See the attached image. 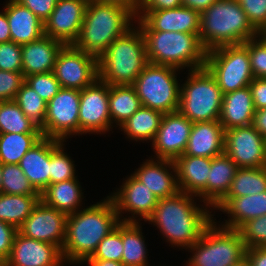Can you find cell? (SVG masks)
<instances>
[{
	"label": "cell",
	"mask_w": 266,
	"mask_h": 266,
	"mask_svg": "<svg viewBox=\"0 0 266 266\" xmlns=\"http://www.w3.org/2000/svg\"><path fill=\"white\" fill-rule=\"evenodd\" d=\"M196 199H199L196 195L180 191L172 197L161 198L145 222L157 227L169 246L186 250L199 240L215 216L209 205L196 204Z\"/></svg>",
	"instance_id": "6da1fadb"
},
{
	"label": "cell",
	"mask_w": 266,
	"mask_h": 266,
	"mask_svg": "<svg viewBox=\"0 0 266 266\" xmlns=\"http://www.w3.org/2000/svg\"><path fill=\"white\" fill-rule=\"evenodd\" d=\"M113 201L107 195L100 202L68 215L61 254L65 264L83 265L100 241L120 223Z\"/></svg>",
	"instance_id": "7a4b0ae2"
},
{
	"label": "cell",
	"mask_w": 266,
	"mask_h": 266,
	"mask_svg": "<svg viewBox=\"0 0 266 266\" xmlns=\"http://www.w3.org/2000/svg\"><path fill=\"white\" fill-rule=\"evenodd\" d=\"M135 21L136 15L126 7L89 1L73 46L98 59L117 37L135 25Z\"/></svg>",
	"instance_id": "3957f363"
},
{
	"label": "cell",
	"mask_w": 266,
	"mask_h": 266,
	"mask_svg": "<svg viewBox=\"0 0 266 266\" xmlns=\"http://www.w3.org/2000/svg\"><path fill=\"white\" fill-rule=\"evenodd\" d=\"M237 0H217L200 14L199 39L206 51L258 36Z\"/></svg>",
	"instance_id": "277c9868"
},
{
	"label": "cell",
	"mask_w": 266,
	"mask_h": 266,
	"mask_svg": "<svg viewBox=\"0 0 266 266\" xmlns=\"http://www.w3.org/2000/svg\"><path fill=\"white\" fill-rule=\"evenodd\" d=\"M148 63L144 37L135 24L98 58V78L109 85H132Z\"/></svg>",
	"instance_id": "5b68a950"
},
{
	"label": "cell",
	"mask_w": 266,
	"mask_h": 266,
	"mask_svg": "<svg viewBox=\"0 0 266 266\" xmlns=\"http://www.w3.org/2000/svg\"><path fill=\"white\" fill-rule=\"evenodd\" d=\"M148 62L183 70L205 67L207 51L199 34L174 31H141Z\"/></svg>",
	"instance_id": "8992f818"
},
{
	"label": "cell",
	"mask_w": 266,
	"mask_h": 266,
	"mask_svg": "<svg viewBox=\"0 0 266 266\" xmlns=\"http://www.w3.org/2000/svg\"><path fill=\"white\" fill-rule=\"evenodd\" d=\"M223 93L206 67L189 70L180 85L178 111L192 123L219 121Z\"/></svg>",
	"instance_id": "52a82bcc"
},
{
	"label": "cell",
	"mask_w": 266,
	"mask_h": 266,
	"mask_svg": "<svg viewBox=\"0 0 266 266\" xmlns=\"http://www.w3.org/2000/svg\"><path fill=\"white\" fill-rule=\"evenodd\" d=\"M214 221L191 247L185 266H231L246 257V247L238 230L224 228Z\"/></svg>",
	"instance_id": "ba28073f"
},
{
	"label": "cell",
	"mask_w": 266,
	"mask_h": 266,
	"mask_svg": "<svg viewBox=\"0 0 266 266\" xmlns=\"http://www.w3.org/2000/svg\"><path fill=\"white\" fill-rule=\"evenodd\" d=\"M180 69L148 63L132 86L142 106L165 113L178 111L180 100Z\"/></svg>",
	"instance_id": "9c48e42d"
},
{
	"label": "cell",
	"mask_w": 266,
	"mask_h": 266,
	"mask_svg": "<svg viewBox=\"0 0 266 266\" xmlns=\"http://www.w3.org/2000/svg\"><path fill=\"white\" fill-rule=\"evenodd\" d=\"M205 67L214 76L223 94L247 87L254 79L248 41L207 51Z\"/></svg>",
	"instance_id": "30bf717a"
},
{
	"label": "cell",
	"mask_w": 266,
	"mask_h": 266,
	"mask_svg": "<svg viewBox=\"0 0 266 266\" xmlns=\"http://www.w3.org/2000/svg\"><path fill=\"white\" fill-rule=\"evenodd\" d=\"M79 105L80 90L61 88L47 103L42 136L65 142L79 136Z\"/></svg>",
	"instance_id": "8fae6325"
},
{
	"label": "cell",
	"mask_w": 266,
	"mask_h": 266,
	"mask_svg": "<svg viewBox=\"0 0 266 266\" xmlns=\"http://www.w3.org/2000/svg\"><path fill=\"white\" fill-rule=\"evenodd\" d=\"M108 103L109 84L99 78L80 91L79 136L106 134L113 129Z\"/></svg>",
	"instance_id": "7c38bea8"
},
{
	"label": "cell",
	"mask_w": 266,
	"mask_h": 266,
	"mask_svg": "<svg viewBox=\"0 0 266 266\" xmlns=\"http://www.w3.org/2000/svg\"><path fill=\"white\" fill-rule=\"evenodd\" d=\"M53 72L62 88L81 91L98 79V59L73 45H64Z\"/></svg>",
	"instance_id": "4fadbf2b"
},
{
	"label": "cell",
	"mask_w": 266,
	"mask_h": 266,
	"mask_svg": "<svg viewBox=\"0 0 266 266\" xmlns=\"http://www.w3.org/2000/svg\"><path fill=\"white\" fill-rule=\"evenodd\" d=\"M116 189L118 190L113 191L112 194L109 193V197L114 203L121 222H140L142 219L145 222L158 204L159 198L132 173L127 175L122 185ZM125 213H127L126 217L122 215Z\"/></svg>",
	"instance_id": "5bb4252c"
},
{
	"label": "cell",
	"mask_w": 266,
	"mask_h": 266,
	"mask_svg": "<svg viewBox=\"0 0 266 266\" xmlns=\"http://www.w3.org/2000/svg\"><path fill=\"white\" fill-rule=\"evenodd\" d=\"M224 153L239 168L266 167V139L251 125L225 130Z\"/></svg>",
	"instance_id": "9a60e30c"
},
{
	"label": "cell",
	"mask_w": 266,
	"mask_h": 266,
	"mask_svg": "<svg viewBox=\"0 0 266 266\" xmlns=\"http://www.w3.org/2000/svg\"><path fill=\"white\" fill-rule=\"evenodd\" d=\"M67 218L68 215L40 200L17 231L28 238L54 244L62 250L66 236Z\"/></svg>",
	"instance_id": "2e32d148"
},
{
	"label": "cell",
	"mask_w": 266,
	"mask_h": 266,
	"mask_svg": "<svg viewBox=\"0 0 266 266\" xmlns=\"http://www.w3.org/2000/svg\"><path fill=\"white\" fill-rule=\"evenodd\" d=\"M192 122L179 111L165 113L152 141L155 159L174 161L186 150Z\"/></svg>",
	"instance_id": "e0dca14e"
},
{
	"label": "cell",
	"mask_w": 266,
	"mask_h": 266,
	"mask_svg": "<svg viewBox=\"0 0 266 266\" xmlns=\"http://www.w3.org/2000/svg\"><path fill=\"white\" fill-rule=\"evenodd\" d=\"M88 0H58L50 17L44 22V35L73 45L83 24Z\"/></svg>",
	"instance_id": "ac0fdd59"
},
{
	"label": "cell",
	"mask_w": 266,
	"mask_h": 266,
	"mask_svg": "<svg viewBox=\"0 0 266 266\" xmlns=\"http://www.w3.org/2000/svg\"><path fill=\"white\" fill-rule=\"evenodd\" d=\"M140 31H174L199 34L200 13L187 7L144 10L137 18Z\"/></svg>",
	"instance_id": "d6986e66"
},
{
	"label": "cell",
	"mask_w": 266,
	"mask_h": 266,
	"mask_svg": "<svg viewBox=\"0 0 266 266\" xmlns=\"http://www.w3.org/2000/svg\"><path fill=\"white\" fill-rule=\"evenodd\" d=\"M61 250L54 244L16 233L10 256L2 266H65Z\"/></svg>",
	"instance_id": "ffe728a7"
},
{
	"label": "cell",
	"mask_w": 266,
	"mask_h": 266,
	"mask_svg": "<svg viewBox=\"0 0 266 266\" xmlns=\"http://www.w3.org/2000/svg\"><path fill=\"white\" fill-rule=\"evenodd\" d=\"M142 163L132 175L147 186L159 199L172 197L179 192L174 161L155 160L151 156Z\"/></svg>",
	"instance_id": "44dd1931"
},
{
	"label": "cell",
	"mask_w": 266,
	"mask_h": 266,
	"mask_svg": "<svg viewBox=\"0 0 266 266\" xmlns=\"http://www.w3.org/2000/svg\"><path fill=\"white\" fill-rule=\"evenodd\" d=\"M180 192L196 195L207 204V179L211 158L181 155L174 160Z\"/></svg>",
	"instance_id": "7402d4cb"
},
{
	"label": "cell",
	"mask_w": 266,
	"mask_h": 266,
	"mask_svg": "<svg viewBox=\"0 0 266 266\" xmlns=\"http://www.w3.org/2000/svg\"><path fill=\"white\" fill-rule=\"evenodd\" d=\"M229 217L219 225L238 230L245 222L266 215V191L236 198H223L214 208Z\"/></svg>",
	"instance_id": "603a6c76"
},
{
	"label": "cell",
	"mask_w": 266,
	"mask_h": 266,
	"mask_svg": "<svg viewBox=\"0 0 266 266\" xmlns=\"http://www.w3.org/2000/svg\"><path fill=\"white\" fill-rule=\"evenodd\" d=\"M64 44L49 36L21 45L22 74L24 77L53 72L57 54Z\"/></svg>",
	"instance_id": "cb8c5ba5"
},
{
	"label": "cell",
	"mask_w": 266,
	"mask_h": 266,
	"mask_svg": "<svg viewBox=\"0 0 266 266\" xmlns=\"http://www.w3.org/2000/svg\"><path fill=\"white\" fill-rule=\"evenodd\" d=\"M225 130L219 121L192 124L183 155L213 158L224 153Z\"/></svg>",
	"instance_id": "d4e9b609"
},
{
	"label": "cell",
	"mask_w": 266,
	"mask_h": 266,
	"mask_svg": "<svg viewBox=\"0 0 266 266\" xmlns=\"http://www.w3.org/2000/svg\"><path fill=\"white\" fill-rule=\"evenodd\" d=\"M2 8L6 11L12 42L22 45L44 35V22L18 1L7 0Z\"/></svg>",
	"instance_id": "484cf974"
},
{
	"label": "cell",
	"mask_w": 266,
	"mask_h": 266,
	"mask_svg": "<svg viewBox=\"0 0 266 266\" xmlns=\"http://www.w3.org/2000/svg\"><path fill=\"white\" fill-rule=\"evenodd\" d=\"M256 111L249 86L223 94L219 122L224 130L249 126Z\"/></svg>",
	"instance_id": "4316f807"
},
{
	"label": "cell",
	"mask_w": 266,
	"mask_h": 266,
	"mask_svg": "<svg viewBox=\"0 0 266 266\" xmlns=\"http://www.w3.org/2000/svg\"><path fill=\"white\" fill-rule=\"evenodd\" d=\"M33 188L41 194L50 185V138L42 137L19 162Z\"/></svg>",
	"instance_id": "83f0119b"
},
{
	"label": "cell",
	"mask_w": 266,
	"mask_h": 266,
	"mask_svg": "<svg viewBox=\"0 0 266 266\" xmlns=\"http://www.w3.org/2000/svg\"><path fill=\"white\" fill-rule=\"evenodd\" d=\"M77 178L50 184L41 194L40 200L59 212L71 215L82 206L84 193Z\"/></svg>",
	"instance_id": "f1b7e54d"
},
{
	"label": "cell",
	"mask_w": 266,
	"mask_h": 266,
	"mask_svg": "<svg viewBox=\"0 0 266 266\" xmlns=\"http://www.w3.org/2000/svg\"><path fill=\"white\" fill-rule=\"evenodd\" d=\"M238 168L225 153L211 158L207 179V205L212 209L227 195Z\"/></svg>",
	"instance_id": "f546056e"
},
{
	"label": "cell",
	"mask_w": 266,
	"mask_h": 266,
	"mask_svg": "<svg viewBox=\"0 0 266 266\" xmlns=\"http://www.w3.org/2000/svg\"><path fill=\"white\" fill-rule=\"evenodd\" d=\"M163 113L141 106L130 118L120 127L126 138L136 142H152L158 132Z\"/></svg>",
	"instance_id": "4dcf8cb0"
},
{
	"label": "cell",
	"mask_w": 266,
	"mask_h": 266,
	"mask_svg": "<svg viewBox=\"0 0 266 266\" xmlns=\"http://www.w3.org/2000/svg\"><path fill=\"white\" fill-rule=\"evenodd\" d=\"M141 225L142 222H121L124 247L121 262L125 266H150Z\"/></svg>",
	"instance_id": "1f68e13d"
},
{
	"label": "cell",
	"mask_w": 266,
	"mask_h": 266,
	"mask_svg": "<svg viewBox=\"0 0 266 266\" xmlns=\"http://www.w3.org/2000/svg\"><path fill=\"white\" fill-rule=\"evenodd\" d=\"M108 104L112 127L118 128L142 106L132 85H109Z\"/></svg>",
	"instance_id": "d6a6232c"
},
{
	"label": "cell",
	"mask_w": 266,
	"mask_h": 266,
	"mask_svg": "<svg viewBox=\"0 0 266 266\" xmlns=\"http://www.w3.org/2000/svg\"><path fill=\"white\" fill-rule=\"evenodd\" d=\"M39 201L40 195H10L1 192L0 221L18 229Z\"/></svg>",
	"instance_id": "836d02e7"
},
{
	"label": "cell",
	"mask_w": 266,
	"mask_h": 266,
	"mask_svg": "<svg viewBox=\"0 0 266 266\" xmlns=\"http://www.w3.org/2000/svg\"><path fill=\"white\" fill-rule=\"evenodd\" d=\"M42 137V133H0V163L19 164Z\"/></svg>",
	"instance_id": "e575fe53"
},
{
	"label": "cell",
	"mask_w": 266,
	"mask_h": 266,
	"mask_svg": "<svg viewBox=\"0 0 266 266\" xmlns=\"http://www.w3.org/2000/svg\"><path fill=\"white\" fill-rule=\"evenodd\" d=\"M266 191V167L238 168L224 198H236Z\"/></svg>",
	"instance_id": "d590c367"
},
{
	"label": "cell",
	"mask_w": 266,
	"mask_h": 266,
	"mask_svg": "<svg viewBox=\"0 0 266 266\" xmlns=\"http://www.w3.org/2000/svg\"><path fill=\"white\" fill-rule=\"evenodd\" d=\"M0 133H41V129L14 100H6L0 105Z\"/></svg>",
	"instance_id": "8d00e7d4"
},
{
	"label": "cell",
	"mask_w": 266,
	"mask_h": 266,
	"mask_svg": "<svg viewBox=\"0 0 266 266\" xmlns=\"http://www.w3.org/2000/svg\"><path fill=\"white\" fill-rule=\"evenodd\" d=\"M65 141L50 138V184L78 178L71 156H68Z\"/></svg>",
	"instance_id": "74e56055"
},
{
	"label": "cell",
	"mask_w": 266,
	"mask_h": 266,
	"mask_svg": "<svg viewBox=\"0 0 266 266\" xmlns=\"http://www.w3.org/2000/svg\"><path fill=\"white\" fill-rule=\"evenodd\" d=\"M14 101L23 113L40 129L44 126L47 111V102L44 101L35 90L24 82L17 92Z\"/></svg>",
	"instance_id": "f35d334b"
},
{
	"label": "cell",
	"mask_w": 266,
	"mask_h": 266,
	"mask_svg": "<svg viewBox=\"0 0 266 266\" xmlns=\"http://www.w3.org/2000/svg\"><path fill=\"white\" fill-rule=\"evenodd\" d=\"M2 193L10 195H40L28 181L19 164H2Z\"/></svg>",
	"instance_id": "ab89813d"
},
{
	"label": "cell",
	"mask_w": 266,
	"mask_h": 266,
	"mask_svg": "<svg viewBox=\"0 0 266 266\" xmlns=\"http://www.w3.org/2000/svg\"><path fill=\"white\" fill-rule=\"evenodd\" d=\"M123 249L120 222L115 229L100 241L93 255L88 259H103L121 262Z\"/></svg>",
	"instance_id": "60d3db41"
},
{
	"label": "cell",
	"mask_w": 266,
	"mask_h": 266,
	"mask_svg": "<svg viewBox=\"0 0 266 266\" xmlns=\"http://www.w3.org/2000/svg\"><path fill=\"white\" fill-rule=\"evenodd\" d=\"M238 231L246 248L266 246V215L245 222Z\"/></svg>",
	"instance_id": "b9f144b4"
},
{
	"label": "cell",
	"mask_w": 266,
	"mask_h": 266,
	"mask_svg": "<svg viewBox=\"0 0 266 266\" xmlns=\"http://www.w3.org/2000/svg\"><path fill=\"white\" fill-rule=\"evenodd\" d=\"M25 82L30 85L39 96L47 103L62 88L54 72L34 74L25 77Z\"/></svg>",
	"instance_id": "7bdbcfd3"
},
{
	"label": "cell",
	"mask_w": 266,
	"mask_h": 266,
	"mask_svg": "<svg viewBox=\"0 0 266 266\" xmlns=\"http://www.w3.org/2000/svg\"><path fill=\"white\" fill-rule=\"evenodd\" d=\"M248 53L254 78H266V43L259 36L249 39Z\"/></svg>",
	"instance_id": "ee69618b"
},
{
	"label": "cell",
	"mask_w": 266,
	"mask_h": 266,
	"mask_svg": "<svg viewBox=\"0 0 266 266\" xmlns=\"http://www.w3.org/2000/svg\"><path fill=\"white\" fill-rule=\"evenodd\" d=\"M248 21L259 33L266 30V0H237Z\"/></svg>",
	"instance_id": "f6af8a7d"
},
{
	"label": "cell",
	"mask_w": 266,
	"mask_h": 266,
	"mask_svg": "<svg viewBox=\"0 0 266 266\" xmlns=\"http://www.w3.org/2000/svg\"><path fill=\"white\" fill-rule=\"evenodd\" d=\"M21 45L12 41L0 43V70L22 72Z\"/></svg>",
	"instance_id": "bcb514c9"
},
{
	"label": "cell",
	"mask_w": 266,
	"mask_h": 266,
	"mask_svg": "<svg viewBox=\"0 0 266 266\" xmlns=\"http://www.w3.org/2000/svg\"><path fill=\"white\" fill-rule=\"evenodd\" d=\"M24 82L22 72L0 70V98L3 101L14 100Z\"/></svg>",
	"instance_id": "7dc6e473"
},
{
	"label": "cell",
	"mask_w": 266,
	"mask_h": 266,
	"mask_svg": "<svg viewBox=\"0 0 266 266\" xmlns=\"http://www.w3.org/2000/svg\"><path fill=\"white\" fill-rule=\"evenodd\" d=\"M17 232L14 226L0 221V266H2L10 256L13 239Z\"/></svg>",
	"instance_id": "c3c4849f"
},
{
	"label": "cell",
	"mask_w": 266,
	"mask_h": 266,
	"mask_svg": "<svg viewBox=\"0 0 266 266\" xmlns=\"http://www.w3.org/2000/svg\"><path fill=\"white\" fill-rule=\"evenodd\" d=\"M30 9L39 19L45 22L54 10L58 0H16Z\"/></svg>",
	"instance_id": "681fc988"
},
{
	"label": "cell",
	"mask_w": 266,
	"mask_h": 266,
	"mask_svg": "<svg viewBox=\"0 0 266 266\" xmlns=\"http://www.w3.org/2000/svg\"><path fill=\"white\" fill-rule=\"evenodd\" d=\"M256 110L266 108V78H254L249 84Z\"/></svg>",
	"instance_id": "f907efd6"
},
{
	"label": "cell",
	"mask_w": 266,
	"mask_h": 266,
	"mask_svg": "<svg viewBox=\"0 0 266 266\" xmlns=\"http://www.w3.org/2000/svg\"><path fill=\"white\" fill-rule=\"evenodd\" d=\"M182 6V0H142L140 9L136 18L144 10H164V9H174Z\"/></svg>",
	"instance_id": "816d5d0a"
},
{
	"label": "cell",
	"mask_w": 266,
	"mask_h": 266,
	"mask_svg": "<svg viewBox=\"0 0 266 266\" xmlns=\"http://www.w3.org/2000/svg\"><path fill=\"white\" fill-rule=\"evenodd\" d=\"M246 257L251 266H266V246L260 248H247Z\"/></svg>",
	"instance_id": "f5cc1de1"
},
{
	"label": "cell",
	"mask_w": 266,
	"mask_h": 266,
	"mask_svg": "<svg viewBox=\"0 0 266 266\" xmlns=\"http://www.w3.org/2000/svg\"><path fill=\"white\" fill-rule=\"evenodd\" d=\"M251 126L266 139V108L254 112Z\"/></svg>",
	"instance_id": "db71d44e"
},
{
	"label": "cell",
	"mask_w": 266,
	"mask_h": 266,
	"mask_svg": "<svg viewBox=\"0 0 266 266\" xmlns=\"http://www.w3.org/2000/svg\"><path fill=\"white\" fill-rule=\"evenodd\" d=\"M217 0H182V6L199 12L207 10Z\"/></svg>",
	"instance_id": "11a10c76"
},
{
	"label": "cell",
	"mask_w": 266,
	"mask_h": 266,
	"mask_svg": "<svg viewBox=\"0 0 266 266\" xmlns=\"http://www.w3.org/2000/svg\"><path fill=\"white\" fill-rule=\"evenodd\" d=\"M88 1H98L102 3L117 4V5L128 8L135 15L138 14V11L142 3V0H88Z\"/></svg>",
	"instance_id": "9f6ffc18"
},
{
	"label": "cell",
	"mask_w": 266,
	"mask_h": 266,
	"mask_svg": "<svg viewBox=\"0 0 266 266\" xmlns=\"http://www.w3.org/2000/svg\"><path fill=\"white\" fill-rule=\"evenodd\" d=\"M11 41L9 22L6 17V11L0 12V43Z\"/></svg>",
	"instance_id": "6f0895ef"
},
{
	"label": "cell",
	"mask_w": 266,
	"mask_h": 266,
	"mask_svg": "<svg viewBox=\"0 0 266 266\" xmlns=\"http://www.w3.org/2000/svg\"><path fill=\"white\" fill-rule=\"evenodd\" d=\"M88 266H125L122 262L103 260V259H87L83 264Z\"/></svg>",
	"instance_id": "680465c9"
},
{
	"label": "cell",
	"mask_w": 266,
	"mask_h": 266,
	"mask_svg": "<svg viewBox=\"0 0 266 266\" xmlns=\"http://www.w3.org/2000/svg\"><path fill=\"white\" fill-rule=\"evenodd\" d=\"M231 266H251V265H250V262L247 259V257H245L241 261H239L238 263L231 265Z\"/></svg>",
	"instance_id": "91938a15"
},
{
	"label": "cell",
	"mask_w": 266,
	"mask_h": 266,
	"mask_svg": "<svg viewBox=\"0 0 266 266\" xmlns=\"http://www.w3.org/2000/svg\"><path fill=\"white\" fill-rule=\"evenodd\" d=\"M258 36L266 43V30L259 32Z\"/></svg>",
	"instance_id": "94428289"
},
{
	"label": "cell",
	"mask_w": 266,
	"mask_h": 266,
	"mask_svg": "<svg viewBox=\"0 0 266 266\" xmlns=\"http://www.w3.org/2000/svg\"><path fill=\"white\" fill-rule=\"evenodd\" d=\"M1 184H2V164L0 163V193L2 192Z\"/></svg>",
	"instance_id": "6125c7cd"
}]
</instances>
